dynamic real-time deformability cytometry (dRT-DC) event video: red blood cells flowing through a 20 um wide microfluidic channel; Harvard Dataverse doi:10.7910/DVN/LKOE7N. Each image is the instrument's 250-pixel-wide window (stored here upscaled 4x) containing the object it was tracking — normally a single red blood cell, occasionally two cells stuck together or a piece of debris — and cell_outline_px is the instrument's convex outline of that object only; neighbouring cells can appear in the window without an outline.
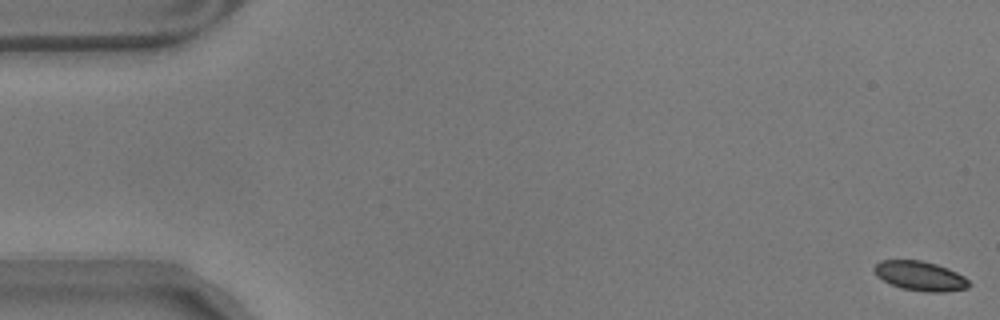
{"species": "common noctule bat (a hibernating species)", "species_latin": "Nyctalus noctula", "temperature_condition": "warm", "stored_images_in_passage": 59, "camera_frame_rate_fps": 3000, "um_per_image_px": 0.085, "animal": {"sex": "male", "body_mass_g": 17.9}, "frame": {"image": 1, "passage_image": 1, "time_ms": 0.0, "image_size_px": [1000, 320], "cell_outline_px": [[972, 284], [968, 288], [944, 292], [924, 292], [900, 288], [876, 276], [872, 268], [880, 260], [920, 260], [936, 264], [948, 268], [964, 276]], "centroid_in_image_um": [78.22, 23.46], "position_along_channel_um": 6.8, "area_um2": 16.42}}
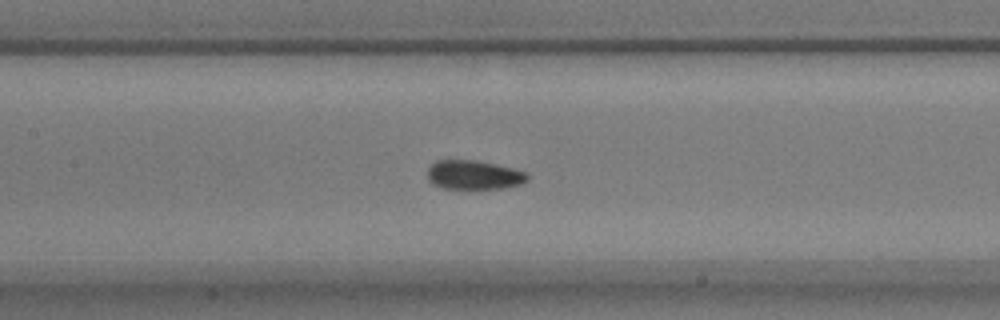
{"frame": {"image": 2, "passage_image": 27, "time_ms": 8.667, "image_size_px": [1000, 320], "cell_outline_px": [[528, 180], [520, 184], [500, 188], [444, 188], [432, 184], [428, 180], [428, 168], [436, 160], [476, 160], [516, 168], [528, 172]], "centroid_in_image_um": [40.3, 14.85], "position_along_channel_um": 167.1, "area_um2": 16.99}}
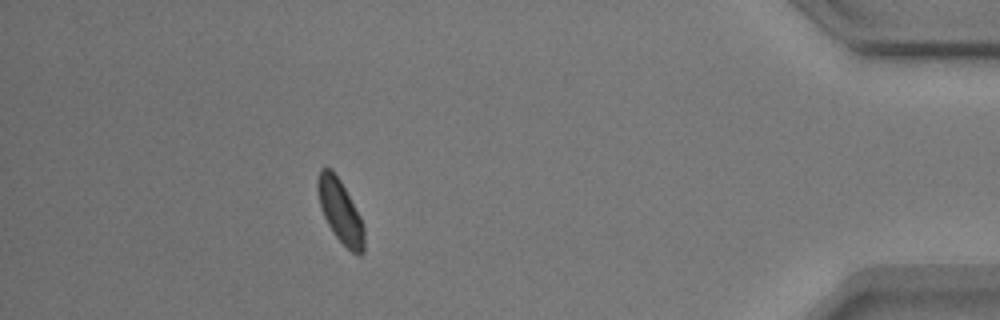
{"frame": {"image": 3, "passage_image": 52, "time_ms": 17.0, "image_size_px": [1000, 320], "cell_outline_px": [[364, 252], [360, 256], [352, 252], [336, 236], [328, 224], [320, 208], [316, 188], [316, 180], [320, 168], [332, 168], [340, 180], [360, 216], [364, 228]], "centroid_in_image_um": [28.9, 17.92], "position_along_channel_um": 406.3, "area_um2": 17.05}, "authors_computed_cell_mechanics": {"area_um2": 17.051, "velocity_mm_per_s": 3.4933, "shape_relaxation_time_tau1_ms": null, "shape_relaxation_time_tau2_ms": 1.6547, "deformation_change_tau1": null, "deformation_change_tau2": 0.0569}}